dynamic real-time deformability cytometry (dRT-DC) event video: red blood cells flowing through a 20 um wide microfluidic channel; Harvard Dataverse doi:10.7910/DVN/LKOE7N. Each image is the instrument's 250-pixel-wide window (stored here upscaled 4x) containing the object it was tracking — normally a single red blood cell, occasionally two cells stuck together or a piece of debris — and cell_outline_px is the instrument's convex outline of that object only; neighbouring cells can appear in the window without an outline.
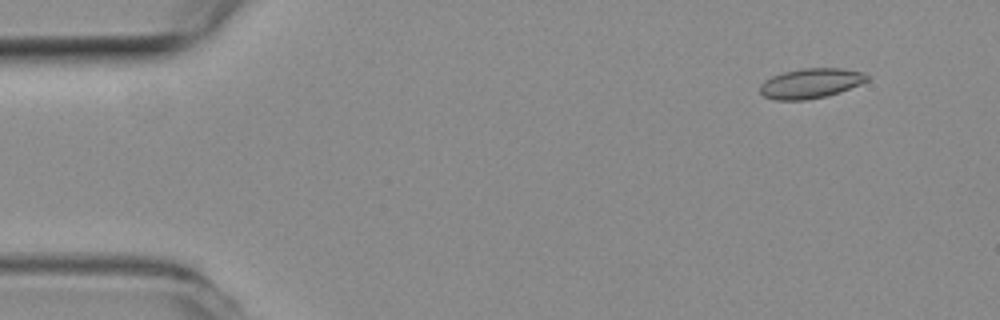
{"species": "common noctule bat (a hibernating species)", "species_latin": "Nyctalus noctula", "temperature_condition": "room temperature", "stored_images_in_passage": 14, "camera_frame_rate_fps": 3000, "um_per_image_px": 0.085, "animal": {"sex": "female", "body_mass_g": 19.3, "forearm_length_mm": 54.1}, "frame": {"image": 1, "passage_image": 5, "time_ms": 1.333, "image_size_px": [1000, 320], "cell_outline_px": [[868, 80], [860, 84], [840, 92], [828, 96], [808, 100], [776, 100], [764, 96], [760, 92], [760, 84], [764, 80], [772, 76], [784, 72], [804, 68], [844, 68], [864, 72], [868, 76]], "centroid_in_image_um": [68.92, 7.08], "position_along_channel_um": 16.1, "area_um2": 18.79}}